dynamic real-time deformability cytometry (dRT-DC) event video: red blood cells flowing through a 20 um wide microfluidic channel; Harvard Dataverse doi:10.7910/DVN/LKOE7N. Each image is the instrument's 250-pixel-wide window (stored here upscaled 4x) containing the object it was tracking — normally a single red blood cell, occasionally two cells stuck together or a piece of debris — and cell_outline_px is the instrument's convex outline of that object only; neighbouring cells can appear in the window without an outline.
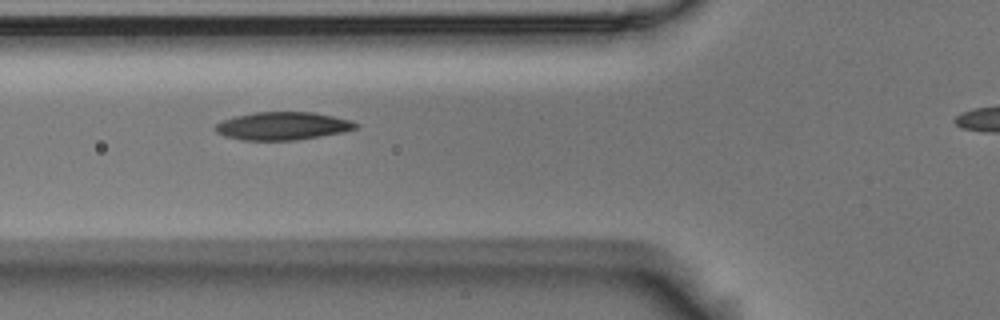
{"species": "Egyptian fruit bat (a non-hibernating species)", "species_latin": "Rousettus aegyptiacus", "temperature_condition": "room temperature", "stored_images_in_passage": 10, "camera_frame_rate_fps": 3000, "um_per_image_px": 0.085, "animal": {"sex": "male"}, "frame": {"image": 1, "passage_image": 2, "time_ms": 0.333, "image_size_px": [1000, 320], "cell_outline_px": [[360, 124], [356, 128], [344, 132], [296, 140], [244, 140], [224, 136], [216, 132], [212, 128], [220, 120], [252, 112], [312, 112], [352, 120]], "centroid_in_image_um": [24.0, 10.7], "position_along_channel_um": 101.8, "area_um2": 23.0}}
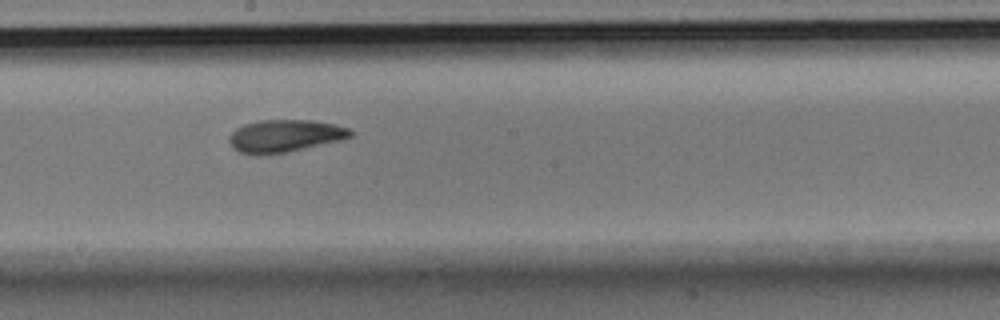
{"frame": {"image": 2, "passage_image": 5, "time_ms": 1.333, "image_size_px": [1000, 320], "cell_outline_px": [[352, 136], [340, 140], [284, 152], [256, 156], [240, 152], [232, 148], [228, 140], [228, 136], [236, 128], [244, 124], [260, 120], [312, 120], [332, 124], [348, 128], [352, 132]], "centroid_in_image_um": [24.13, 11.55], "position_along_channel_um": 224.1, "area_um2": 22.77}}
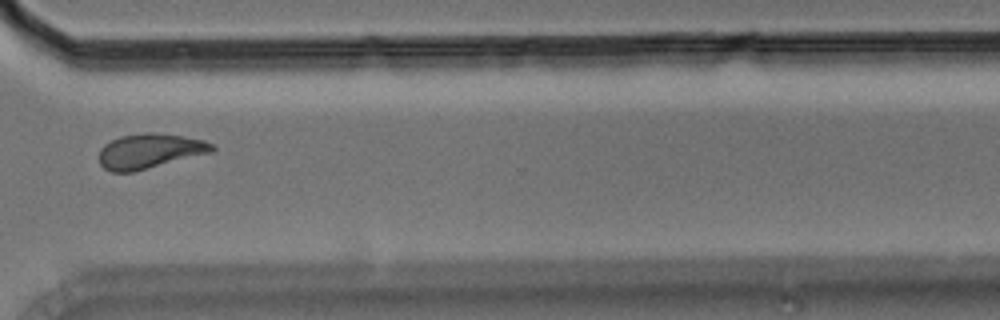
{"frame": {"image": 3, "passage_image": 8, "time_ms": 2.333, "image_size_px": [1000, 320], "cell_outline_px": [[216, 148], [212, 152], [132, 172], [112, 172], [104, 168], [100, 164], [100, 148], [104, 144], [120, 136], [144, 132], [152, 132], [184, 136], [204, 140], [212, 144]], "centroid_in_image_um": [12.71, 12.83], "position_along_channel_um": 357.9, "area_um2": 22.83}}